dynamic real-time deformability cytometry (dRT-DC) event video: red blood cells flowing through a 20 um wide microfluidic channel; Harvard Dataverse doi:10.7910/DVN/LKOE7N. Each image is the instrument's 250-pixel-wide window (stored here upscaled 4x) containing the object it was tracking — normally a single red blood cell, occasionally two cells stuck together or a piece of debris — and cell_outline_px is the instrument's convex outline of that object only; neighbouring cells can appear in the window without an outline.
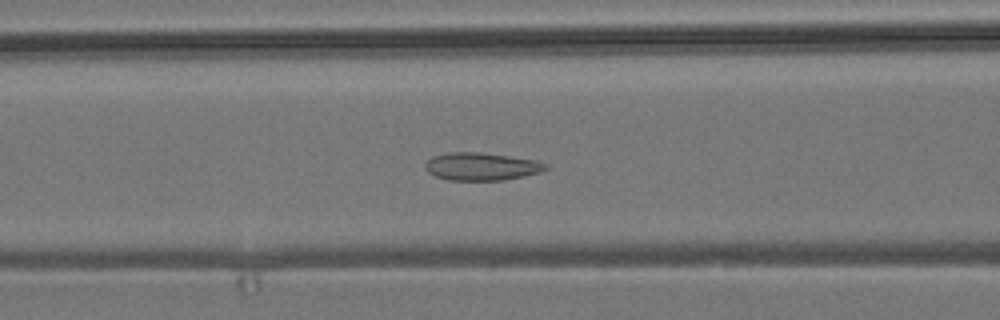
{"species": "common noctule bat (a hibernating species)", "species_latin": "Nyctalus noctula", "temperature_condition": "room temperature", "stored_images_in_passage": 33, "camera_frame_rate_fps": 3000, "um_per_image_px": 0.085, "animal": {"sex": "male", "body_mass_g": 19.2, "forearm_length_mm": 51.8}, "frame": {"image": 1, "passage_image": 5, "time_ms": 1.333, "image_size_px": [1000, 320], "cell_outline_px": [[548, 168], [540, 172], [524, 176], [504, 180], [448, 180], [436, 176], [428, 172], [424, 168], [424, 164], [432, 156], [448, 152], [480, 152], [536, 160], [548, 164]], "centroid_in_image_um": [40.91, 14.15], "position_along_channel_um": 125.7, "area_um2": 19.54}}
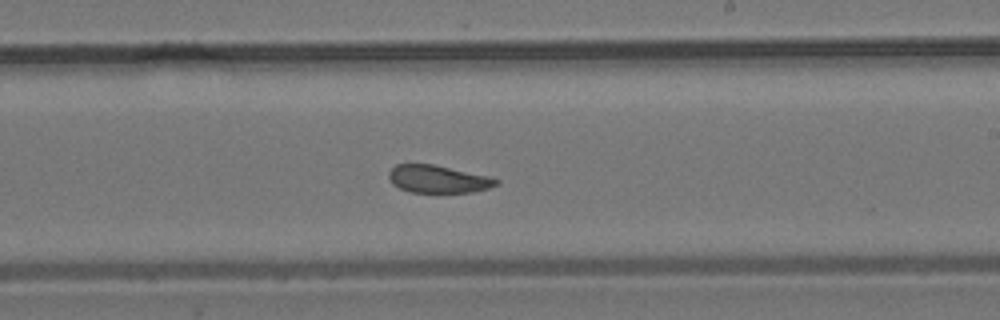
{"frame": {"image": 2, "passage_image": 15, "time_ms": 4.667, "image_size_px": [1000, 320], "cell_outline_px": [[500, 184], [488, 188], [472, 192], [408, 192], [392, 184], [388, 176], [388, 172], [396, 164], [432, 164], [492, 176], [500, 180]], "centroid_in_image_um": [37.26, 15.22], "position_along_channel_um": 251.7, "area_um2": 17.46}}
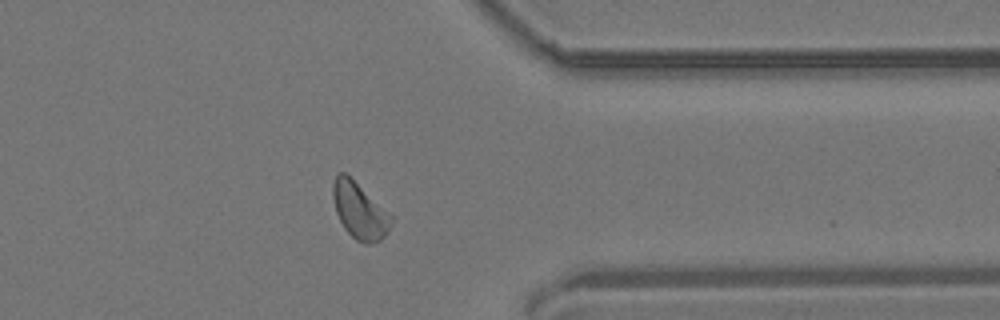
{"frame": {"image": 3, "passage_image": 26, "time_ms": 8.333, "image_size_px": [1000, 320], "cell_outline_px": [[392, 220], [388, 232], [380, 240], [368, 244], [364, 244], [356, 240], [344, 228], [336, 212], [332, 196], [332, 184], [336, 172], [344, 172], [388, 212], [392, 216]], "centroid_in_image_um": [30.53, 17.92], "position_along_channel_um": 380.9, "area_um2": 18.79}}